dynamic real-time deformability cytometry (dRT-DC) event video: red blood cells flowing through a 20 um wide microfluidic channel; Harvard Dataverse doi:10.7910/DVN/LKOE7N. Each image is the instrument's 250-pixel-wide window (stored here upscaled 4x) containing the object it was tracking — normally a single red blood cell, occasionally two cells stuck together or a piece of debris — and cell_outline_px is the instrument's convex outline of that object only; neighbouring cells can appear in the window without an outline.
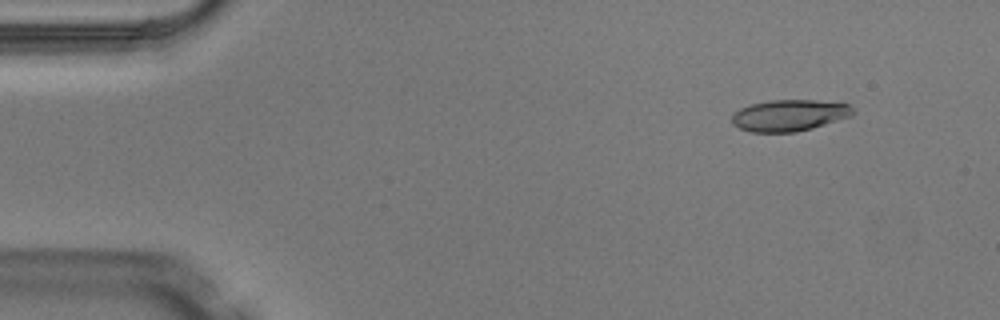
{"species": "Egyptian fruit bat (a non-hibernating species)", "species_latin": "Rousettus aegyptiacus", "temperature_condition": "warm", "stored_images_in_passage": 4, "camera_frame_rate_fps": 3000, "um_per_image_px": 0.085, "animal": {"sex": "male"}, "frame": {"image": 1, "passage_image": 2, "time_ms": 0.333, "image_size_px": [1000, 320], "cell_outline_px": [[856, 112], [852, 116], [812, 128], [796, 132], [752, 132], [740, 128], [732, 124], [732, 112], [740, 108], [752, 104], [772, 100], [816, 100], [848, 104], [856, 108]], "centroid_in_image_um": [67.12, 9.8], "position_along_channel_um": 17.9, "area_um2": 22.31}}
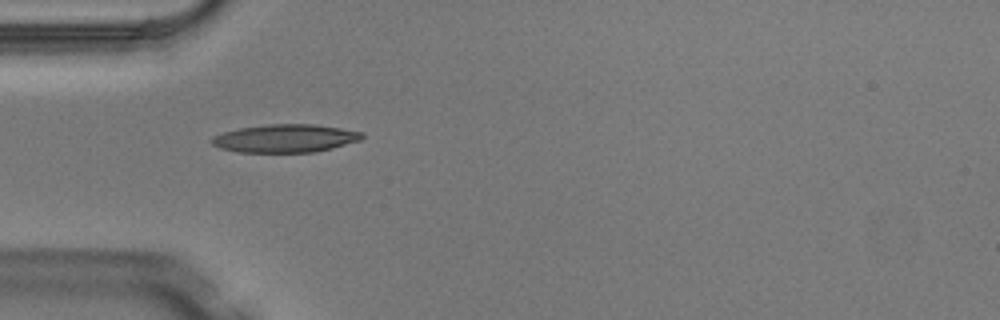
{"frame": {"image": 2, "passage_image": 4, "time_ms": 1.0, "image_size_px": [1000, 320], "cell_outline_px": [[364, 136], [360, 140], [332, 148], [312, 152], [236, 152], [220, 148], [212, 144], [208, 140], [212, 136], [224, 132], [240, 128], [268, 124], [316, 124], [364, 132]], "centroid_in_image_um": [24.22, 11.76], "position_along_channel_um": 60.8, "area_um2": 24.62}}